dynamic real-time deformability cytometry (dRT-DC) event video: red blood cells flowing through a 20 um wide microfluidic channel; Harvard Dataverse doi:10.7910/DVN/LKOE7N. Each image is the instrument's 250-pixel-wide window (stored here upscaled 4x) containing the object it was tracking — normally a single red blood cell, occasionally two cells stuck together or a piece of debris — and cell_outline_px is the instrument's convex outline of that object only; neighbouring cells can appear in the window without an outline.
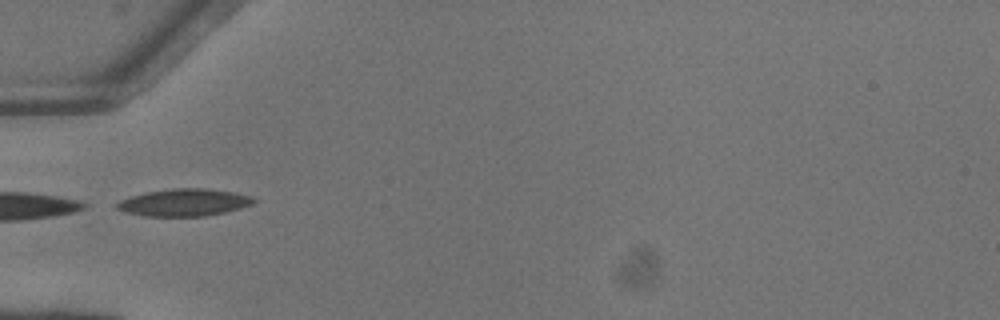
{"species": "common noctule bat (a hibernating species)", "species_latin": "Nyctalus noctula", "temperature_condition": "warm", "stored_images_in_passage": 33, "camera_frame_rate_fps": 3000, "um_per_image_px": 0.085, "animal": {"sex": "female"}, "frame": {"image": 1, "passage_image": 1, "time_ms": 0.0, "image_size_px": [1000, 320], "cell_outline_px": [[256, 200], [252, 204], [240, 208], [224, 212], [204, 216], [144, 216], [124, 212], [116, 208], [116, 204], [120, 200], [132, 196], [148, 192], [172, 188], [208, 188], [232, 192], [252, 196]], "centroid_in_image_um": [15.64, 17.21], "position_along_channel_um": 69.4, "area_um2": 21.62}}
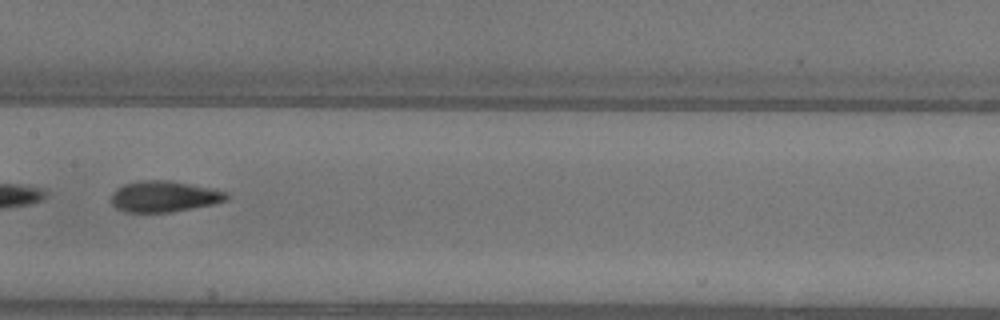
{"frame": {"image": 2, "passage_image": 10, "time_ms": 3.0, "image_size_px": [1000, 320], "cell_outline_px": [[228, 200], [212, 204], [168, 212], [124, 212], [116, 208], [112, 204], [112, 192], [116, 188], [124, 184], [140, 180], [168, 180], [228, 192]], "centroid_in_image_um": [13.9, 16.7], "position_along_channel_um": 193.5, "area_um2": 20.63}, "authors_computed_cell_mechanics": {"area_um2": 20.23, "velocity_mm_per_s": 4.13, "shape_relaxation_time_tau1_ms": 5.106, "shape_relaxation_time_tau2_ms": 1.0511, "deformation_change_tau1": 0.1883, "deformation_change_tau2": 0.0748}}